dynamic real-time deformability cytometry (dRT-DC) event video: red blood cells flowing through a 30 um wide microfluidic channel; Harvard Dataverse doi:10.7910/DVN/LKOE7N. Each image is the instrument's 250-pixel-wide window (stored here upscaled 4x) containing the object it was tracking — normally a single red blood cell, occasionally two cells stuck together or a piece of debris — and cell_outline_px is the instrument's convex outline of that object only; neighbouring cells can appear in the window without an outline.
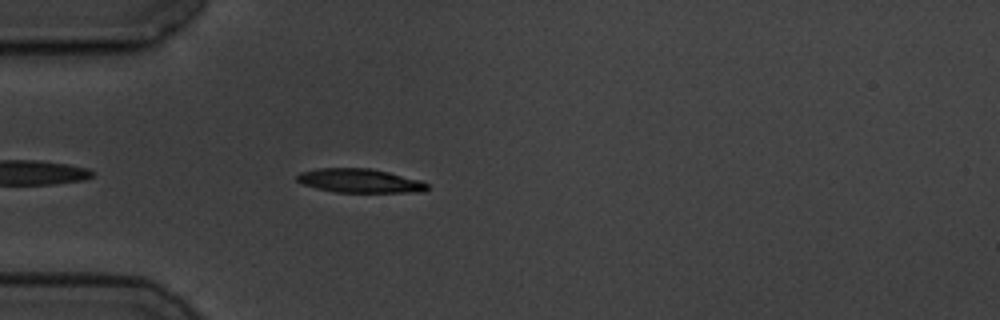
{"species": "common noctule bat (a hibernating species)", "species_latin": "Nyctalus noctula", "temperature_condition": "cold", "stored_images_in_passage": 43, "camera_frame_rate_fps": 3000, "um_per_image_px": 0.085, "animal": {"sex": "male", "body_mass_g": 19.5, "forearm_length_mm": 54.6}, "frame": {"image": 1, "passage_image": 4, "time_ms": 1.0, "image_size_px": [1000, 320], "cell_outline_px": [[428, 188], [424, 192], [336, 192], [316, 188], [304, 184], [296, 180], [296, 176], [300, 172], [320, 168], [368, 168], [388, 172], [420, 180], [428, 184]], "centroid_in_image_um": [30.58, 15.36], "position_along_channel_um": 54.4, "area_um2": 18.03}}
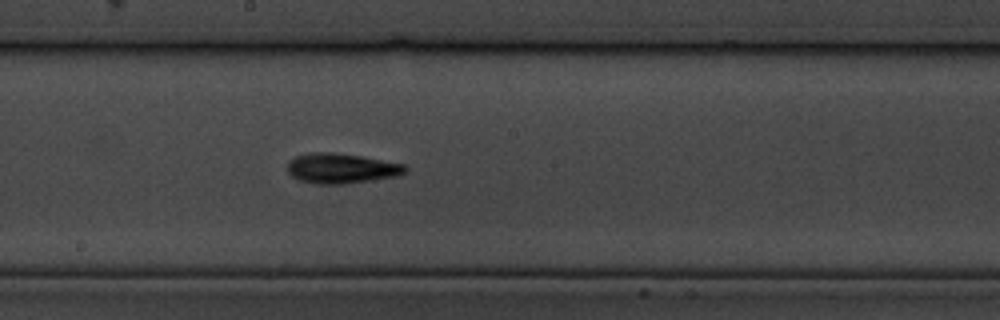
{"frame": {"image": 2, "passage_image": 19, "time_ms": 6.0, "image_size_px": [1000, 320], "cell_outline_px": [[408, 168], [400, 176], [344, 184], [316, 184], [300, 180], [292, 176], [288, 172], [288, 160], [296, 156], [308, 152], [332, 152], [360, 156], [404, 164]], "centroid_in_image_um": [29.0, 14.31], "position_along_channel_um": 219.2, "area_um2": 20.69}}
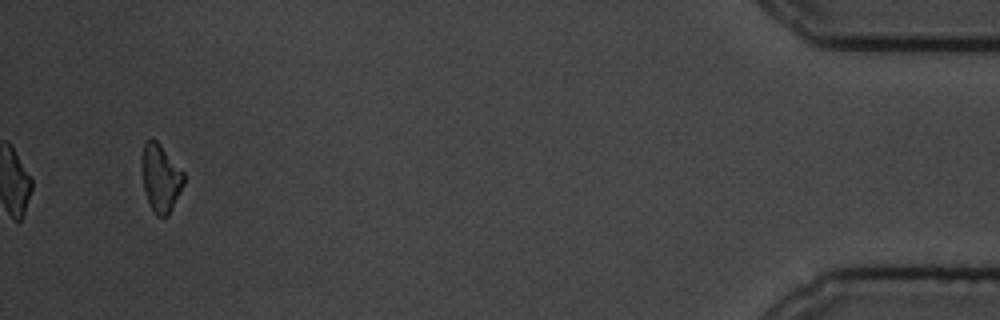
{"frame": {"image": 3, "passage_image": 43, "time_ms": 14.0, "image_size_px": [1000, 320], "cell_outline_px": [[184, 184], [168, 216], [156, 216], [148, 200], [144, 188], [140, 164], [144, 144], [148, 140], [156, 140], [160, 144], [184, 172]], "centroid_in_image_um": [13.65, 15.12], "position_along_channel_um": 421.6, "area_um2": 16.42}, "authors_computed_cell_mechanics": {"area_um2": 18.1492, "velocity_mm_per_s": 3.4551, "shape_relaxation_time_tau1_ms": 2.3402, "shape_relaxation_time_tau2_ms": 8.5233, "deformation_change_tau1": 0.0981, "deformation_change_tau2": 0.1551}}